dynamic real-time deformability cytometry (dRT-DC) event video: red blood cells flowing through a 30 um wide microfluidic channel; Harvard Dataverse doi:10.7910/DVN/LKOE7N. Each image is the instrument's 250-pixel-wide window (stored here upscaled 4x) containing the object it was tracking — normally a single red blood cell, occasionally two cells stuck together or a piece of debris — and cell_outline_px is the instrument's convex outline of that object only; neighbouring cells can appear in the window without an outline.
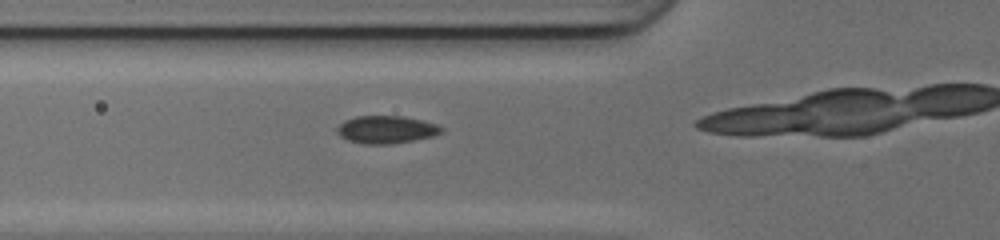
{"species": "common noctule bat (a hibernating species)", "species_latin": "Nyctalus noctula", "temperature_condition": "cold", "stored_images_in_passage": 16, "camera_frame_rate_fps": 3000, "um_per_image_px": 0.085, "animal": {"sex": "female", "body_mass_g": 17.0, "forearm_length_mm": 48.0}, "frame": {"image": 1, "passage_image": 13, "time_ms": 4.0, "image_size_px": [1000, 240], "cell_outline_px": [[444, 132], [432, 136], [392, 144], [364, 144], [348, 140], [340, 136], [336, 132], [336, 128], [344, 120], [356, 116], [404, 116], [424, 120], [440, 124], [444, 128]], "centroid_in_image_um": [32.86, 11.0], "position_along_channel_um": 92.9, "area_um2": 17.05}}